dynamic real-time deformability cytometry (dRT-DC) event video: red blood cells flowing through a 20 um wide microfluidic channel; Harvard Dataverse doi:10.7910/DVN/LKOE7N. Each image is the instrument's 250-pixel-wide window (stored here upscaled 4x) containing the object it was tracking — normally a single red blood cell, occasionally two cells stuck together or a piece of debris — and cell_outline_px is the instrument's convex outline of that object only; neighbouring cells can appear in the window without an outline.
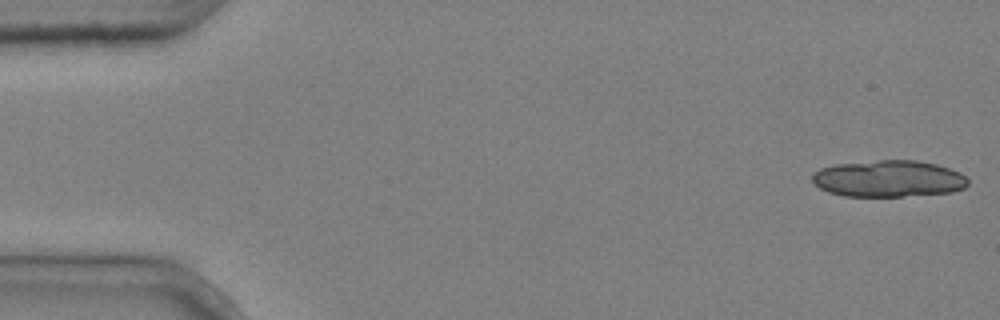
{"species": "common noctule bat (a hibernating species)", "species_latin": "Nyctalus noctula", "temperature_condition": "cold", "stored_images_in_passage": 6, "segment_of_instrument_passage": [1, 2], "camera_frame_rate_fps": 3000, "um_per_image_px": 0.085, "animal": {"sex": "male", "body_mass_g": 20.4}, "frame": {"image": 1, "passage_image": 1, "time_ms": 0.0, "image_size_px": [1000, 320], "cell_outline_px": [[968, 184], [964, 188], [952, 192], [904, 196], [844, 196], [828, 192], [820, 188], [812, 180], [812, 176], [820, 168], [836, 164], [880, 160], [916, 160], [936, 164], [960, 172], [968, 180]], "centroid_in_image_um": [75.53, 15.19], "position_along_channel_um": 9.5, "area_um2": 33.18}}